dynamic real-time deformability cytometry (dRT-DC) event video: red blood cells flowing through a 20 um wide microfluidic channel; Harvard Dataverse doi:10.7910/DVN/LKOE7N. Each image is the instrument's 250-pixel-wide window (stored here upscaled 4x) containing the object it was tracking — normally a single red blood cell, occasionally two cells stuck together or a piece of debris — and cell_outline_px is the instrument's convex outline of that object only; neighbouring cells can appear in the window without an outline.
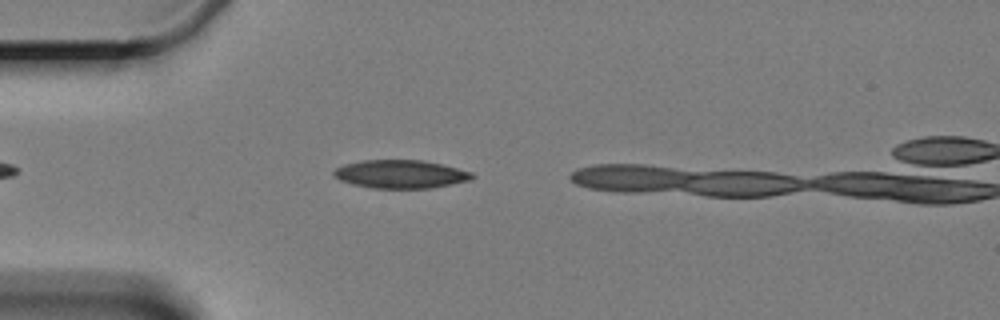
{"species": "Egyptian fruit bat (a non-hibernating species)", "species_latin": "Rousettus aegyptiacus", "temperature_condition": "cold", "stored_images_in_passage": 3, "camera_frame_rate_fps": 3000, "um_per_image_px": 0.085, "animal": {"sex": "female"}, "frame": {"image": 1, "passage_image": 2, "time_ms": 1.333, "image_size_px": [1000, 320], "cell_outline_px": [[476, 176], [472, 180], [432, 188], [372, 188], [352, 184], [340, 180], [332, 172], [336, 168], [344, 164], [360, 160], [424, 160], [472, 172]], "centroid_in_image_um": [34.07, 14.8], "position_along_channel_um": 50.9, "area_um2": 22.83}}